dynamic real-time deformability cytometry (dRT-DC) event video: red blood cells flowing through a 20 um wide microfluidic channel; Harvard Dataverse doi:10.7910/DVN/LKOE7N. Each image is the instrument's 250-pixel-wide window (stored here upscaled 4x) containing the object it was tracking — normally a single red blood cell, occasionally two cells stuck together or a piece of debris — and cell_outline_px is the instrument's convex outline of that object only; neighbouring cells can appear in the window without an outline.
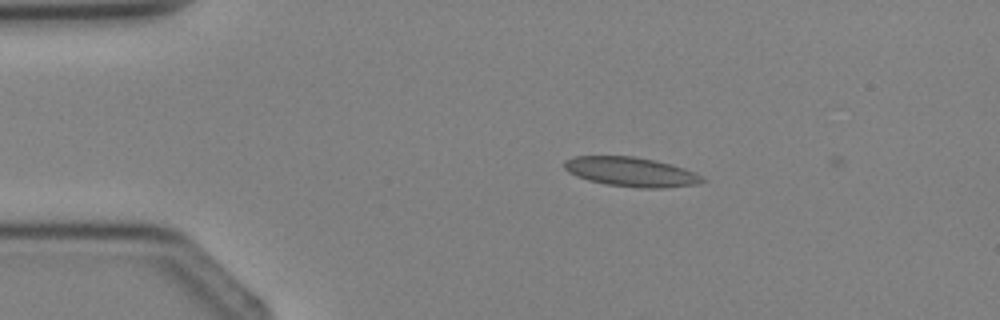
{"species": "Egyptian fruit bat (a non-hibernating species)", "species_latin": "Rousettus aegyptiacus", "temperature_condition": "cold", "stored_images_in_passage": 3, "camera_frame_rate_fps": 3000, "um_per_image_px": 0.085, "animal": {"sex": "female"}, "frame": {"image": 1, "passage_image": 2, "time_ms": 2.0, "image_size_px": [1000, 320], "cell_outline_px": [[708, 180], [700, 184], [664, 188], [640, 188], [608, 184], [588, 180], [576, 176], [568, 172], [564, 168], [564, 160], [572, 156], [632, 156], [656, 160], [684, 168]], "centroid_in_image_um": [53.63, 14.61], "position_along_channel_um": 31.4, "area_um2": 23.7}}